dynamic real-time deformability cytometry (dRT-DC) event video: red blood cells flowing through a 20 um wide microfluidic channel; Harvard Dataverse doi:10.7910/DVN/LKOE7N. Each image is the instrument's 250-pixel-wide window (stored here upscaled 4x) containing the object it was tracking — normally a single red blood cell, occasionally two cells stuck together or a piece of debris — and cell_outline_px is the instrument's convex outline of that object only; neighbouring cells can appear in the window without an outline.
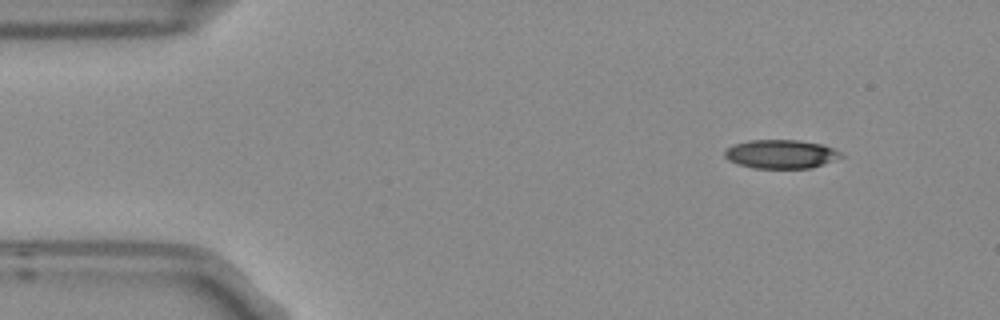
{"species": "Egyptian fruit bat (a non-hibernating species)", "species_latin": "Rousettus aegyptiacus", "temperature_condition": "room temperature", "stored_images_in_passage": 6, "camera_frame_rate_fps": 3000, "um_per_image_px": 0.085, "frame": {"image": 1, "passage_image": 1, "time_ms": 0.0, "image_size_px": [1000, 320], "cell_outline_px": [[844, 156], [824, 164], [812, 168], [756, 168], [736, 164], [728, 160], [724, 156], [724, 152], [732, 144], [748, 140], [796, 140], [824, 144], [840, 152]], "centroid_in_image_um": [66.36, 13.09], "position_along_channel_um": 18.6, "area_um2": 19.59}}
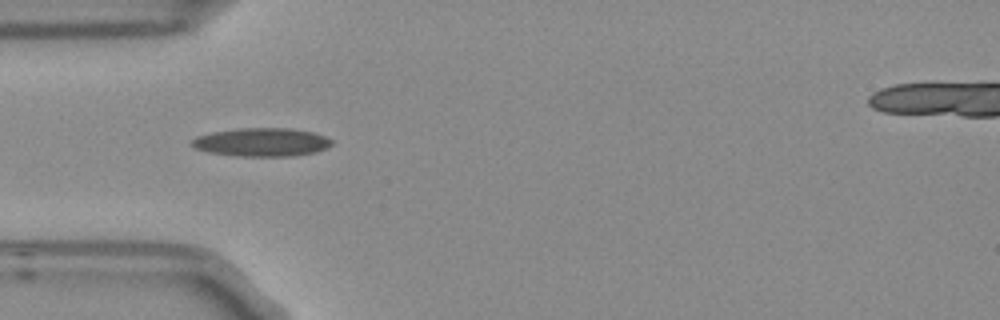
{"frame": {"image": 2, "passage_image": 4, "time_ms": 1.0, "image_size_px": [1000, 320], "cell_outline_px": [[332, 144], [328, 148], [316, 152], [292, 156], [240, 156], [212, 152], [196, 148], [188, 144], [196, 136], [212, 132], [240, 128], [288, 128], [312, 132], [324, 136], [332, 140]], "centroid_in_image_um": [22.26, 12.08], "position_along_channel_um": 62.7, "area_um2": 23.06}}